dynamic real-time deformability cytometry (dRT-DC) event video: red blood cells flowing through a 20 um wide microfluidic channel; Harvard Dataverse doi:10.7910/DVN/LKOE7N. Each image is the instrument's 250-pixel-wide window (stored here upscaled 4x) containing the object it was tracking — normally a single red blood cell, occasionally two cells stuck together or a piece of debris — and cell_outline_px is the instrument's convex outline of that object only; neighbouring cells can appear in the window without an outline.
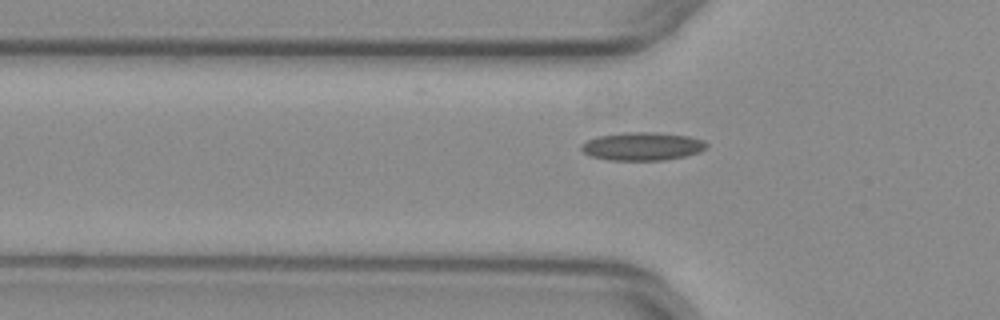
{"species": "common noctule bat (a hibernating species)", "species_latin": "Nyctalus noctula", "temperature_condition": "warm", "stored_images_in_passage": 39, "camera_frame_rate_fps": 3000, "um_per_image_px": 0.085, "animal": {"sex": "female", "body_mass_g": 29.2, "forearm_length_mm": 56.3}, "frame": {"image": 1, "passage_image": 9, "time_ms": 2.667, "image_size_px": [1000, 320], "cell_outline_px": [[708, 144], [700, 152], [684, 156], [664, 160], [608, 160], [592, 156], [584, 152], [580, 148], [580, 144], [596, 136], [624, 132], [656, 132], [688, 136], [704, 140]], "centroid_in_image_um": [54.58, 12.43], "position_along_channel_um": 71.2, "area_um2": 20.58}}
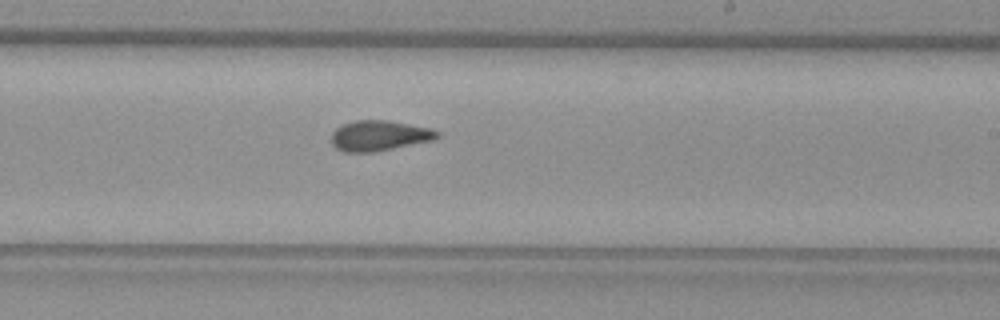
{"frame": {"image": 2, "passage_image": 23, "time_ms": 7.333, "image_size_px": [1000, 320], "cell_outline_px": [[440, 136], [432, 140], [372, 152], [344, 152], [336, 148], [332, 144], [332, 132], [340, 124], [356, 120], [388, 120], [432, 128], [440, 132]], "centroid_in_image_um": [32.22, 11.51], "position_along_channel_um": 256.8, "area_um2": 18.73}}
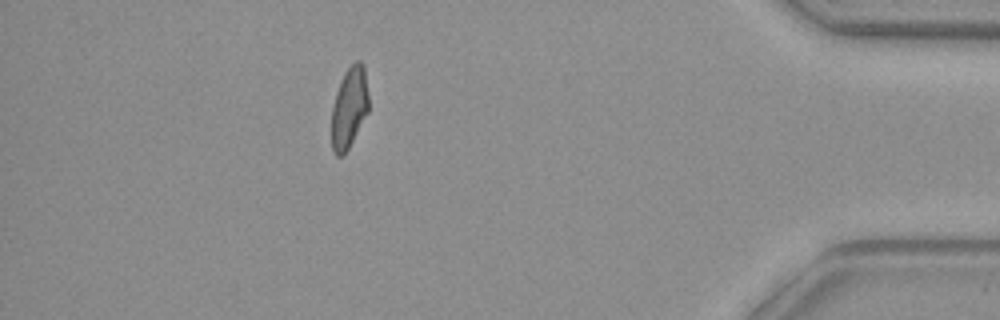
{"frame": {"image": 3, "passage_image": 38, "time_ms": 12.333, "image_size_px": [1000, 320], "cell_outline_px": [[368, 112], [344, 156], [336, 156], [332, 152], [332, 108], [336, 92], [340, 80], [344, 72], [356, 60], [360, 60], [364, 64], [368, 92]], "centroid_in_image_um": [29.68, 9.14], "position_along_channel_um": 405.5, "area_um2": 17.63}}